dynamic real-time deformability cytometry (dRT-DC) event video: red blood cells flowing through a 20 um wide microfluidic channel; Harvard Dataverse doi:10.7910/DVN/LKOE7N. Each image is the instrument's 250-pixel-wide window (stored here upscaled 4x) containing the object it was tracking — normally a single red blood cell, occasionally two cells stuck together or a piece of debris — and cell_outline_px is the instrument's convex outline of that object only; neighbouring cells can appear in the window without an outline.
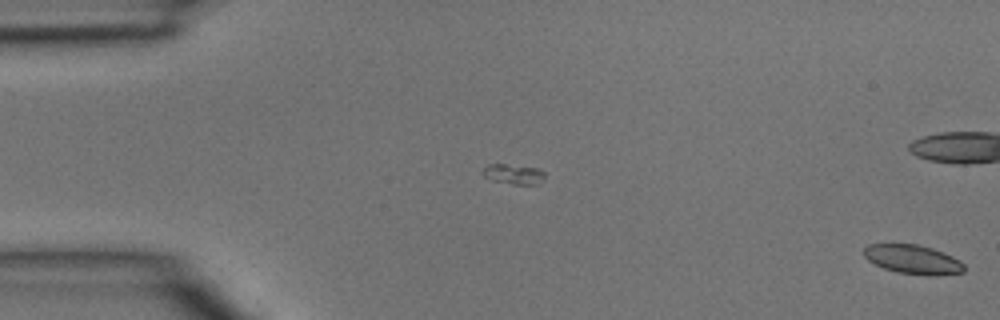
{"species": "common noctule bat (a hibernating species)", "species_latin": "Nyctalus noctula", "temperature_condition": "room temperature", "stored_images_in_passage": 8, "camera_frame_rate_fps": 3000, "um_per_image_px": 0.085, "animal": {"sex": "male", "body_mass_g": 15.6}, "frame": {"image": 1, "passage_image": 8, "time_ms": 2.333, "image_size_px": [1000, 320], "cell_outline_px": [[964, 272], [928, 276], [896, 272], [884, 268], [868, 260], [864, 256], [864, 248], [868, 244], [916, 244], [932, 248], [944, 252], [960, 260], [964, 264]], "centroid_in_image_um": [77.61, 22.05], "position_along_channel_um": 7.4, "area_um2": 16.99}}